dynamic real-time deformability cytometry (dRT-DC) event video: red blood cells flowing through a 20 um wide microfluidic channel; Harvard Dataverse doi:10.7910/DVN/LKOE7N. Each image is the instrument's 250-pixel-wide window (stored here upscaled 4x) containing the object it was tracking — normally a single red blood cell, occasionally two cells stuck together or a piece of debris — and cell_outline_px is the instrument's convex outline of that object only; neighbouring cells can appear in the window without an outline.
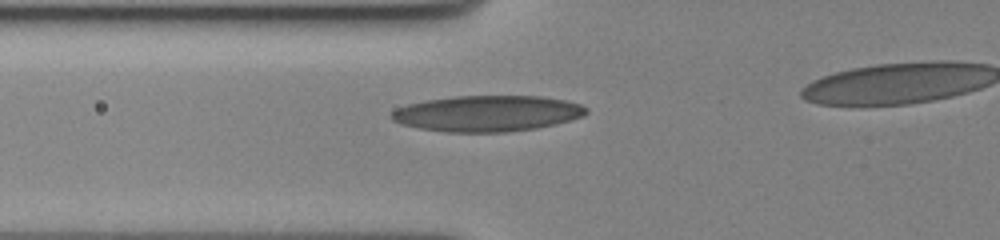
{"species": "human", "species_latin": "Homo sapiens", "temperature_condition": "cold", "stored_images_in_passage": 47, "camera_frame_rate_fps": 3000, "um_per_image_px": 0.085, "donor": {"sex": "female"}, "frame": {"image": 1, "passage_image": 16, "time_ms": 5.0, "image_size_px": [1000, 240], "cell_outline_px": [[588, 112], [584, 116], [556, 124], [536, 128], [504, 132], [448, 132], [420, 128], [400, 124], [392, 120], [388, 116], [396, 108], [408, 104], [424, 100], [456, 96], [540, 96], [564, 100], [580, 104], [588, 108]], "centroid_in_image_um": [41.41, 9.64], "position_along_channel_um": 84.4, "area_um2": 40.92}}
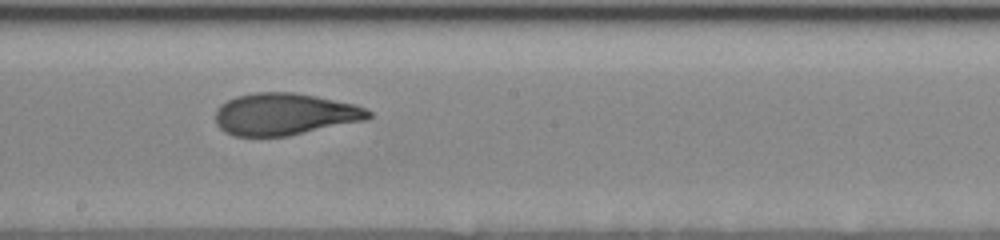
{"frame": {"image": 2, "passage_image": 28, "time_ms": 9.0, "image_size_px": [1000, 240], "cell_outline_px": [[372, 116], [368, 120], [288, 136], [232, 136], [224, 132], [216, 124], [216, 112], [220, 104], [236, 96], [256, 92], [296, 92], [356, 104], [368, 108], [372, 112]], "centroid_in_image_um": [24.24, 9.7], "position_along_channel_um": 224.0, "area_um2": 37.86}}
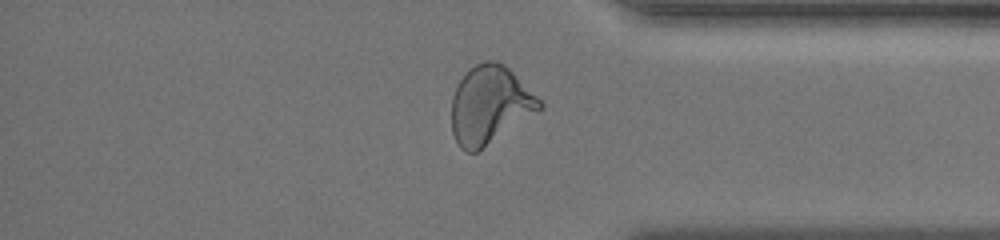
{"frame": {"image": 3, "passage_image": 43, "time_ms": 14.0, "image_size_px": [1000, 240], "cell_outline_px": [[544, 108], [476, 152], [464, 152], [460, 148], [452, 132], [452, 96], [460, 80], [476, 64], [484, 60], [496, 60], [504, 64], [544, 104]], "centroid_in_image_um": [41.63, 8.93], "position_along_channel_um": 393.6, "area_um2": 39.42}}